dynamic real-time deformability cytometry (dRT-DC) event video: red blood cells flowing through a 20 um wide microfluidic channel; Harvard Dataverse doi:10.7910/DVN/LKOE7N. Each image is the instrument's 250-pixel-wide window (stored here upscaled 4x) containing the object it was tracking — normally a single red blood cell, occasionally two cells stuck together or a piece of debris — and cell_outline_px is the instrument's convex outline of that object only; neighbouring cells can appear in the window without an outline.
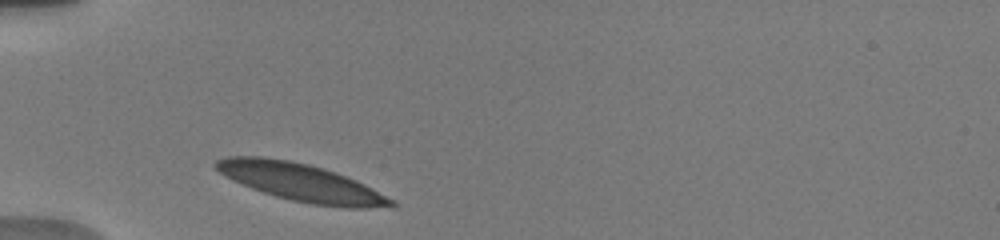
{"species": "human", "species_latin": "Homo sapiens", "temperature_condition": "warm", "stored_images_in_passage": 4, "camera_frame_rate_fps": 3000, "um_per_image_px": 0.085, "donor": {"sex": "male"}, "frame": {"image": 1, "passage_image": 3, "time_ms": 0.333, "image_size_px": [1000, 240], "cell_outline_px": [[396, 204], [368, 208], [348, 208], [312, 204], [292, 200], [276, 196], [252, 188], [232, 180], [224, 176], [212, 164], [216, 160], [228, 156], [260, 156], [288, 160], [308, 164], [356, 180], [396, 200]], "centroid_in_image_um": [25.55, 15.5], "position_along_channel_um": 59.5, "area_um2": 37.92}}